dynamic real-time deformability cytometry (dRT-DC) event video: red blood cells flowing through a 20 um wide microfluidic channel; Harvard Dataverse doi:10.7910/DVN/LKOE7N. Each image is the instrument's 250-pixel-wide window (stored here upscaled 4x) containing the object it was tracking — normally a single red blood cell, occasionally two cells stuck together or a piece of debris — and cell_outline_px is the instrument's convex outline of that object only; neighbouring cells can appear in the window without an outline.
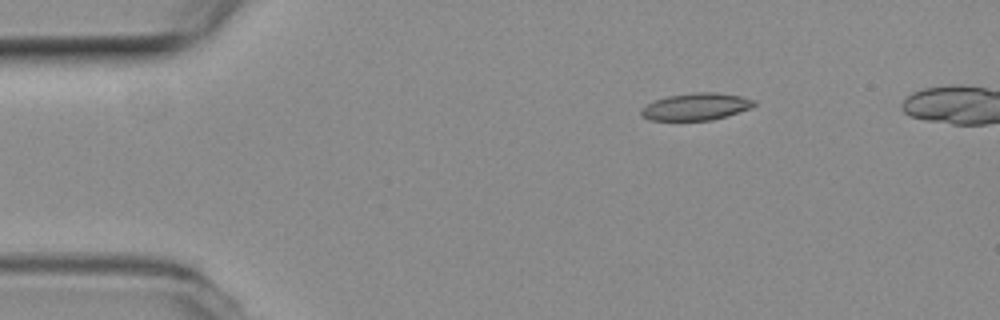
{"species": "common noctule bat (a hibernating species)", "species_latin": "Nyctalus noctula", "temperature_condition": "room temperature", "stored_images_in_passage": 4, "camera_frame_rate_fps": 3000, "um_per_image_px": 0.085, "animal": {"sex": "female", "body_mass_g": 19.3, "forearm_length_mm": 54.1}, "frame": {"image": 1, "passage_image": 4, "time_ms": 1.0, "image_size_px": [1000, 320], "cell_outline_px": [[756, 104], [748, 108], [712, 120], [648, 120], [640, 112], [652, 100], [668, 96], [692, 92], [716, 92], [740, 96], [756, 100]], "centroid_in_image_um": [59.14, 9.05], "position_along_channel_um": 25.9, "area_um2": 17.57}}